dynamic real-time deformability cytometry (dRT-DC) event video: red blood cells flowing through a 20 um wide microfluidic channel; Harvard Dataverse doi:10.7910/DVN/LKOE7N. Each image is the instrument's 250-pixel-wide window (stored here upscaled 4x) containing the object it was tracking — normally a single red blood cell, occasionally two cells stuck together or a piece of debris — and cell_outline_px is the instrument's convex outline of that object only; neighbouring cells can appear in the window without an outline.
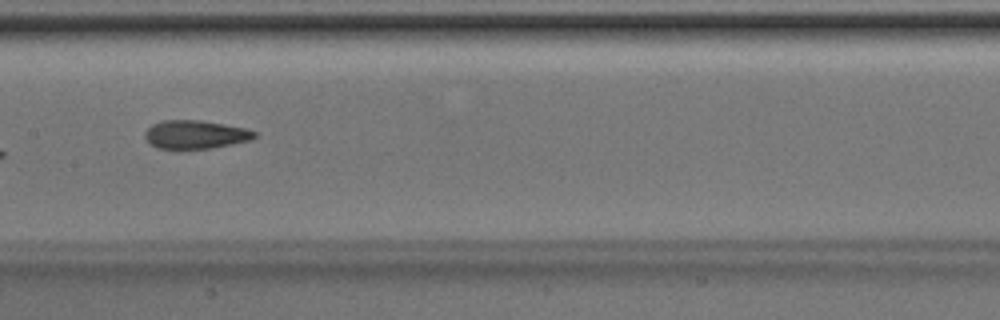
{"species": "Egyptian fruit bat (a non-hibernating species)", "species_latin": "Rousettus aegyptiacus", "temperature_condition": "room temperature", "stored_images_in_passage": 7, "camera_frame_rate_fps": 3000, "um_per_image_px": 0.085, "animal": {"sex": "male"}, "frame": {"image": 1, "passage_image": 6, "time_ms": 1.667, "image_size_px": [1000, 320], "cell_outline_px": [[256, 136], [252, 140], [212, 148], [180, 152], [176, 152], [156, 148], [148, 144], [144, 136], [144, 132], [152, 124], [164, 120], [200, 120], [248, 128], [256, 132]], "centroid_in_image_um": [16.55, 11.49], "position_along_channel_um": 190.8, "area_um2": 19.13}}